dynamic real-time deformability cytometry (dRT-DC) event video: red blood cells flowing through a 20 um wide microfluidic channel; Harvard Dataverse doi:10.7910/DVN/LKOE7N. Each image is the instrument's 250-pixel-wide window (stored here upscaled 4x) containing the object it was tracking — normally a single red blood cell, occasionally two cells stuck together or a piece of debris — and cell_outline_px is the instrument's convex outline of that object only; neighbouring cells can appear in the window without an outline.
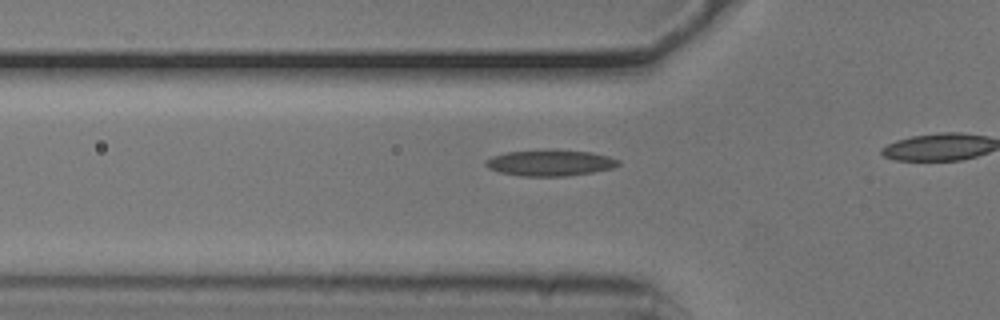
{"species": "common noctule bat (a hibernating species)", "species_latin": "Nyctalus noctula", "temperature_condition": "cold", "stored_images_in_passage": 19, "camera_frame_rate_fps": 3000, "um_per_image_px": 0.085, "animal": {"sex": "male", "body_mass_g": 20.5, "forearm_length_mm": 52.5}, "frame": {"image": 1, "passage_image": 14, "time_ms": 4.333, "image_size_px": [1000, 320], "cell_outline_px": [[620, 164], [612, 168], [592, 172], [568, 176], [520, 176], [500, 172], [488, 168], [484, 164], [484, 160], [492, 156], [504, 152], [548, 148], [552, 148], [588, 152], [608, 156], [620, 160]], "centroid_in_image_um": [46.71, 13.82], "position_along_channel_um": 79.1, "area_um2": 20.63}}